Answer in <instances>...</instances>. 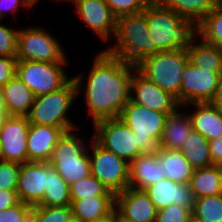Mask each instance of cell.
<instances>
[{
    "label": "cell",
    "mask_w": 222,
    "mask_h": 222,
    "mask_svg": "<svg viewBox=\"0 0 222 222\" xmlns=\"http://www.w3.org/2000/svg\"><path fill=\"white\" fill-rule=\"evenodd\" d=\"M86 78L84 99L91 124L119 118L130 100V85L136 66L108 54L105 49L94 56Z\"/></svg>",
    "instance_id": "obj_1"
},
{
    "label": "cell",
    "mask_w": 222,
    "mask_h": 222,
    "mask_svg": "<svg viewBox=\"0 0 222 222\" xmlns=\"http://www.w3.org/2000/svg\"><path fill=\"white\" fill-rule=\"evenodd\" d=\"M150 37L157 52L188 49L197 37V24L185 19L158 1L149 3L145 10Z\"/></svg>",
    "instance_id": "obj_2"
},
{
    "label": "cell",
    "mask_w": 222,
    "mask_h": 222,
    "mask_svg": "<svg viewBox=\"0 0 222 222\" xmlns=\"http://www.w3.org/2000/svg\"><path fill=\"white\" fill-rule=\"evenodd\" d=\"M83 75H75L61 89L35 97L30 112L26 116L28 122L34 125L61 127L65 132L77 130L75 123L68 118V112L81 90Z\"/></svg>",
    "instance_id": "obj_3"
},
{
    "label": "cell",
    "mask_w": 222,
    "mask_h": 222,
    "mask_svg": "<svg viewBox=\"0 0 222 222\" xmlns=\"http://www.w3.org/2000/svg\"><path fill=\"white\" fill-rule=\"evenodd\" d=\"M150 35L144 12L119 17L113 38L116 43L105 51L136 65L143 58L155 54V45Z\"/></svg>",
    "instance_id": "obj_4"
},
{
    "label": "cell",
    "mask_w": 222,
    "mask_h": 222,
    "mask_svg": "<svg viewBox=\"0 0 222 222\" xmlns=\"http://www.w3.org/2000/svg\"><path fill=\"white\" fill-rule=\"evenodd\" d=\"M188 62L187 49H175L147 56L135 66L139 73L172 94L179 102L182 74Z\"/></svg>",
    "instance_id": "obj_5"
},
{
    "label": "cell",
    "mask_w": 222,
    "mask_h": 222,
    "mask_svg": "<svg viewBox=\"0 0 222 222\" xmlns=\"http://www.w3.org/2000/svg\"><path fill=\"white\" fill-rule=\"evenodd\" d=\"M73 131L63 133L48 161L69 185L91 174L89 146Z\"/></svg>",
    "instance_id": "obj_6"
},
{
    "label": "cell",
    "mask_w": 222,
    "mask_h": 222,
    "mask_svg": "<svg viewBox=\"0 0 222 222\" xmlns=\"http://www.w3.org/2000/svg\"><path fill=\"white\" fill-rule=\"evenodd\" d=\"M166 116L129 100L119 118L134 132L142 153H157Z\"/></svg>",
    "instance_id": "obj_7"
},
{
    "label": "cell",
    "mask_w": 222,
    "mask_h": 222,
    "mask_svg": "<svg viewBox=\"0 0 222 222\" xmlns=\"http://www.w3.org/2000/svg\"><path fill=\"white\" fill-rule=\"evenodd\" d=\"M66 63L17 60L16 75L37 97L61 89L72 79L63 68Z\"/></svg>",
    "instance_id": "obj_8"
},
{
    "label": "cell",
    "mask_w": 222,
    "mask_h": 222,
    "mask_svg": "<svg viewBox=\"0 0 222 222\" xmlns=\"http://www.w3.org/2000/svg\"><path fill=\"white\" fill-rule=\"evenodd\" d=\"M58 40L41 27L21 28L18 32L17 60L68 62Z\"/></svg>",
    "instance_id": "obj_9"
},
{
    "label": "cell",
    "mask_w": 222,
    "mask_h": 222,
    "mask_svg": "<svg viewBox=\"0 0 222 222\" xmlns=\"http://www.w3.org/2000/svg\"><path fill=\"white\" fill-rule=\"evenodd\" d=\"M91 175L95 176L114 195L129 187V163L105 150L94 139L90 143Z\"/></svg>",
    "instance_id": "obj_10"
},
{
    "label": "cell",
    "mask_w": 222,
    "mask_h": 222,
    "mask_svg": "<svg viewBox=\"0 0 222 222\" xmlns=\"http://www.w3.org/2000/svg\"><path fill=\"white\" fill-rule=\"evenodd\" d=\"M93 139L105 150L113 152L128 163L133 161L141 150L137 147L134 132L120 119H103L93 124Z\"/></svg>",
    "instance_id": "obj_11"
},
{
    "label": "cell",
    "mask_w": 222,
    "mask_h": 222,
    "mask_svg": "<svg viewBox=\"0 0 222 222\" xmlns=\"http://www.w3.org/2000/svg\"><path fill=\"white\" fill-rule=\"evenodd\" d=\"M221 73L200 69L189 61L182 74L179 92L180 105L210 102L217 92Z\"/></svg>",
    "instance_id": "obj_12"
},
{
    "label": "cell",
    "mask_w": 222,
    "mask_h": 222,
    "mask_svg": "<svg viewBox=\"0 0 222 222\" xmlns=\"http://www.w3.org/2000/svg\"><path fill=\"white\" fill-rule=\"evenodd\" d=\"M130 101L167 115L182 108L176 97L161 89L137 70L131 77Z\"/></svg>",
    "instance_id": "obj_13"
},
{
    "label": "cell",
    "mask_w": 222,
    "mask_h": 222,
    "mask_svg": "<svg viewBox=\"0 0 222 222\" xmlns=\"http://www.w3.org/2000/svg\"><path fill=\"white\" fill-rule=\"evenodd\" d=\"M72 3L82 22L96 33L101 41L109 42V39H113L117 18L105 0H73Z\"/></svg>",
    "instance_id": "obj_14"
},
{
    "label": "cell",
    "mask_w": 222,
    "mask_h": 222,
    "mask_svg": "<svg viewBox=\"0 0 222 222\" xmlns=\"http://www.w3.org/2000/svg\"><path fill=\"white\" fill-rule=\"evenodd\" d=\"M30 123L26 116H7L0 133L3 161L28 162L27 136Z\"/></svg>",
    "instance_id": "obj_15"
},
{
    "label": "cell",
    "mask_w": 222,
    "mask_h": 222,
    "mask_svg": "<svg viewBox=\"0 0 222 222\" xmlns=\"http://www.w3.org/2000/svg\"><path fill=\"white\" fill-rule=\"evenodd\" d=\"M48 182V162H26L20 164L16 188L20 202L36 206L44 197Z\"/></svg>",
    "instance_id": "obj_16"
},
{
    "label": "cell",
    "mask_w": 222,
    "mask_h": 222,
    "mask_svg": "<svg viewBox=\"0 0 222 222\" xmlns=\"http://www.w3.org/2000/svg\"><path fill=\"white\" fill-rule=\"evenodd\" d=\"M115 210L130 222H155L157 209L144 190L127 187L115 195Z\"/></svg>",
    "instance_id": "obj_17"
},
{
    "label": "cell",
    "mask_w": 222,
    "mask_h": 222,
    "mask_svg": "<svg viewBox=\"0 0 222 222\" xmlns=\"http://www.w3.org/2000/svg\"><path fill=\"white\" fill-rule=\"evenodd\" d=\"M144 191L157 210L172 204L188 207L191 210L194 208L195 197L189 184L176 183L165 178L148 186Z\"/></svg>",
    "instance_id": "obj_18"
},
{
    "label": "cell",
    "mask_w": 222,
    "mask_h": 222,
    "mask_svg": "<svg viewBox=\"0 0 222 222\" xmlns=\"http://www.w3.org/2000/svg\"><path fill=\"white\" fill-rule=\"evenodd\" d=\"M64 132L61 127L30 124L27 136L28 162H48Z\"/></svg>",
    "instance_id": "obj_19"
},
{
    "label": "cell",
    "mask_w": 222,
    "mask_h": 222,
    "mask_svg": "<svg viewBox=\"0 0 222 222\" xmlns=\"http://www.w3.org/2000/svg\"><path fill=\"white\" fill-rule=\"evenodd\" d=\"M165 178L157 153H142L129 163V187L132 189L145 190Z\"/></svg>",
    "instance_id": "obj_20"
},
{
    "label": "cell",
    "mask_w": 222,
    "mask_h": 222,
    "mask_svg": "<svg viewBox=\"0 0 222 222\" xmlns=\"http://www.w3.org/2000/svg\"><path fill=\"white\" fill-rule=\"evenodd\" d=\"M193 106L195 111L188 113L193 130L199 132L208 141L219 138L222 135V113L210 102L189 103L181 107Z\"/></svg>",
    "instance_id": "obj_21"
},
{
    "label": "cell",
    "mask_w": 222,
    "mask_h": 222,
    "mask_svg": "<svg viewBox=\"0 0 222 222\" xmlns=\"http://www.w3.org/2000/svg\"><path fill=\"white\" fill-rule=\"evenodd\" d=\"M73 219L79 222H96L115 210V196H95L71 202Z\"/></svg>",
    "instance_id": "obj_22"
},
{
    "label": "cell",
    "mask_w": 222,
    "mask_h": 222,
    "mask_svg": "<svg viewBox=\"0 0 222 222\" xmlns=\"http://www.w3.org/2000/svg\"><path fill=\"white\" fill-rule=\"evenodd\" d=\"M180 111L166 116L160 148L179 150L193 130L188 113Z\"/></svg>",
    "instance_id": "obj_23"
},
{
    "label": "cell",
    "mask_w": 222,
    "mask_h": 222,
    "mask_svg": "<svg viewBox=\"0 0 222 222\" xmlns=\"http://www.w3.org/2000/svg\"><path fill=\"white\" fill-rule=\"evenodd\" d=\"M2 92L8 116H27L29 114L35 95L17 75L2 87Z\"/></svg>",
    "instance_id": "obj_24"
},
{
    "label": "cell",
    "mask_w": 222,
    "mask_h": 222,
    "mask_svg": "<svg viewBox=\"0 0 222 222\" xmlns=\"http://www.w3.org/2000/svg\"><path fill=\"white\" fill-rule=\"evenodd\" d=\"M157 155L166 178L176 183L189 184L195 168L181 151L160 148Z\"/></svg>",
    "instance_id": "obj_25"
},
{
    "label": "cell",
    "mask_w": 222,
    "mask_h": 222,
    "mask_svg": "<svg viewBox=\"0 0 222 222\" xmlns=\"http://www.w3.org/2000/svg\"><path fill=\"white\" fill-rule=\"evenodd\" d=\"M189 187L195 198L222 194V166L211 165L195 169Z\"/></svg>",
    "instance_id": "obj_26"
},
{
    "label": "cell",
    "mask_w": 222,
    "mask_h": 222,
    "mask_svg": "<svg viewBox=\"0 0 222 222\" xmlns=\"http://www.w3.org/2000/svg\"><path fill=\"white\" fill-rule=\"evenodd\" d=\"M196 40L187 49L189 61L200 69L222 72V50L216 45L199 41L198 37Z\"/></svg>",
    "instance_id": "obj_27"
},
{
    "label": "cell",
    "mask_w": 222,
    "mask_h": 222,
    "mask_svg": "<svg viewBox=\"0 0 222 222\" xmlns=\"http://www.w3.org/2000/svg\"><path fill=\"white\" fill-rule=\"evenodd\" d=\"M184 157L197 169L213 165L209 151V141L199 132L192 130L179 149Z\"/></svg>",
    "instance_id": "obj_28"
},
{
    "label": "cell",
    "mask_w": 222,
    "mask_h": 222,
    "mask_svg": "<svg viewBox=\"0 0 222 222\" xmlns=\"http://www.w3.org/2000/svg\"><path fill=\"white\" fill-rule=\"evenodd\" d=\"M70 186L48 163V182L44 197L38 206H69Z\"/></svg>",
    "instance_id": "obj_29"
},
{
    "label": "cell",
    "mask_w": 222,
    "mask_h": 222,
    "mask_svg": "<svg viewBox=\"0 0 222 222\" xmlns=\"http://www.w3.org/2000/svg\"><path fill=\"white\" fill-rule=\"evenodd\" d=\"M158 2L185 19L193 20L196 24L216 7L215 0H158Z\"/></svg>",
    "instance_id": "obj_30"
},
{
    "label": "cell",
    "mask_w": 222,
    "mask_h": 222,
    "mask_svg": "<svg viewBox=\"0 0 222 222\" xmlns=\"http://www.w3.org/2000/svg\"><path fill=\"white\" fill-rule=\"evenodd\" d=\"M197 37L222 50V9L213 8L198 24Z\"/></svg>",
    "instance_id": "obj_31"
},
{
    "label": "cell",
    "mask_w": 222,
    "mask_h": 222,
    "mask_svg": "<svg viewBox=\"0 0 222 222\" xmlns=\"http://www.w3.org/2000/svg\"><path fill=\"white\" fill-rule=\"evenodd\" d=\"M192 218L198 222H222V194L195 198Z\"/></svg>",
    "instance_id": "obj_32"
},
{
    "label": "cell",
    "mask_w": 222,
    "mask_h": 222,
    "mask_svg": "<svg viewBox=\"0 0 222 222\" xmlns=\"http://www.w3.org/2000/svg\"><path fill=\"white\" fill-rule=\"evenodd\" d=\"M70 186V200L95 197V196H115L110 192L95 176L89 175L84 179L72 183Z\"/></svg>",
    "instance_id": "obj_33"
},
{
    "label": "cell",
    "mask_w": 222,
    "mask_h": 222,
    "mask_svg": "<svg viewBox=\"0 0 222 222\" xmlns=\"http://www.w3.org/2000/svg\"><path fill=\"white\" fill-rule=\"evenodd\" d=\"M73 220L72 208L69 206H33L31 222H70Z\"/></svg>",
    "instance_id": "obj_34"
},
{
    "label": "cell",
    "mask_w": 222,
    "mask_h": 222,
    "mask_svg": "<svg viewBox=\"0 0 222 222\" xmlns=\"http://www.w3.org/2000/svg\"><path fill=\"white\" fill-rule=\"evenodd\" d=\"M116 18L141 13L148 3L145 0H105Z\"/></svg>",
    "instance_id": "obj_35"
},
{
    "label": "cell",
    "mask_w": 222,
    "mask_h": 222,
    "mask_svg": "<svg viewBox=\"0 0 222 222\" xmlns=\"http://www.w3.org/2000/svg\"><path fill=\"white\" fill-rule=\"evenodd\" d=\"M192 218V210L172 204L163 209H158L155 222H189Z\"/></svg>",
    "instance_id": "obj_36"
},
{
    "label": "cell",
    "mask_w": 222,
    "mask_h": 222,
    "mask_svg": "<svg viewBox=\"0 0 222 222\" xmlns=\"http://www.w3.org/2000/svg\"><path fill=\"white\" fill-rule=\"evenodd\" d=\"M0 23V56L16 57L19 29Z\"/></svg>",
    "instance_id": "obj_37"
},
{
    "label": "cell",
    "mask_w": 222,
    "mask_h": 222,
    "mask_svg": "<svg viewBox=\"0 0 222 222\" xmlns=\"http://www.w3.org/2000/svg\"><path fill=\"white\" fill-rule=\"evenodd\" d=\"M20 163L0 161V189L16 190Z\"/></svg>",
    "instance_id": "obj_38"
},
{
    "label": "cell",
    "mask_w": 222,
    "mask_h": 222,
    "mask_svg": "<svg viewBox=\"0 0 222 222\" xmlns=\"http://www.w3.org/2000/svg\"><path fill=\"white\" fill-rule=\"evenodd\" d=\"M32 206L19 202L0 212V222H31Z\"/></svg>",
    "instance_id": "obj_39"
},
{
    "label": "cell",
    "mask_w": 222,
    "mask_h": 222,
    "mask_svg": "<svg viewBox=\"0 0 222 222\" xmlns=\"http://www.w3.org/2000/svg\"><path fill=\"white\" fill-rule=\"evenodd\" d=\"M16 57L0 56V86L6 85L16 75Z\"/></svg>",
    "instance_id": "obj_40"
},
{
    "label": "cell",
    "mask_w": 222,
    "mask_h": 222,
    "mask_svg": "<svg viewBox=\"0 0 222 222\" xmlns=\"http://www.w3.org/2000/svg\"><path fill=\"white\" fill-rule=\"evenodd\" d=\"M33 6L34 4L32 0H0V21L6 18L4 16L6 15V11L14 13L15 15V13L17 14L18 10H20L19 7L33 8Z\"/></svg>",
    "instance_id": "obj_41"
},
{
    "label": "cell",
    "mask_w": 222,
    "mask_h": 222,
    "mask_svg": "<svg viewBox=\"0 0 222 222\" xmlns=\"http://www.w3.org/2000/svg\"><path fill=\"white\" fill-rule=\"evenodd\" d=\"M19 202L16 190L0 189V212L15 206Z\"/></svg>",
    "instance_id": "obj_42"
},
{
    "label": "cell",
    "mask_w": 222,
    "mask_h": 222,
    "mask_svg": "<svg viewBox=\"0 0 222 222\" xmlns=\"http://www.w3.org/2000/svg\"><path fill=\"white\" fill-rule=\"evenodd\" d=\"M209 151L213 165L222 166V135L209 141Z\"/></svg>",
    "instance_id": "obj_43"
},
{
    "label": "cell",
    "mask_w": 222,
    "mask_h": 222,
    "mask_svg": "<svg viewBox=\"0 0 222 222\" xmlns=\"http://www.w3.org/2000/svg\"><path fill=\"white\" fill-rule=\"evenodd\" d=\"M210 103L222 113V73L219 76L217 92Z\"/></svg>",
    "instance_id": "obj_44"
},
{
    "label": "cell",
    "mask_w": 222,
    "mask_h": 222,
    "mask_svg": "<svg viewBox=\"0 0 222 222\" xmlns=\"http://www.w3.org/2000/svg\"><path fill=\"white\" fill-rule=\"evenodd\" d=\"M0 115H8L1 86H0Z\"/></svg>",
    "instance_id": "obj_45"
},
{
    "label": "cell",
    "mask_w": 222,
    "mask_h": 222,
    "mask_svg": "<svg viewBox=\"0 0 222 222\" xmlns=\"http://www.w3.org/2000/svg\"><path fill=\"white\" fill-rule=\"evenodd\" d=\"M96 222H115V210L108 217L98 220Z\"/></svg>",
    "instance_id": "obj_46"
},
{
    "label": "cell",
    "mask_w": 222,
    "mask_h": 222,
    "mask_svg": "<svg viewBox=\"0 0 222 222\" xmlns=\"http://www.w3.org/2000/svg\"><path fill=\"white\" fill-rule=\"evenodd\" d=\"M115 222H130L129 220L122 217L116 210H115Z\"/></svg>",
    "instance_id": "obj_47"
},
{
    "label": "cell",
    "mask_w": 222,
    "mask_h": 222,
    "mask_svg": "<svg viewBox=\"0 0 222 222\" xmlns=\"http://www.w3.org/2000/svg\"><path fill=\"white\" fill-rule=\"evenodd\" d=\"M8 115H0V133L2 131V127H3V124H4V121H5V118L7 117Z\"/></svg>",
    "instance_id": "obj_48"
},
{
    "label": "cell",
    "mask_w": 222,
    "mask_h": 222,
    "mask_svg": "<svg viewBox=\"0 0 222 222\" xmlns=\"http://www.w3.org/2000/svg\"><path fill=\"white\" fill-rule=\"evenodd\" d=\"M33 1V4H34V6L37 4V2H39V0H32ZM53 1H56V2H59V1H61V2H72L73 0H53Z\"/></svg>",
    "instance_id": "obj_49"
},
{
    "label": "cell",
    "mask_w": 222,
    "mask_h": 222,
    "mask_svg": "<svg viewBox=\"0 0 222 222\" xmlns=\"http://www.w3.org/2000/svg\"><path fill=\"white\" fill-rule=\"evenodd\" d=\"M216 7L222 9V0H215Z\"/></svg>",
    "instance_id": "obj_50"
},
{
    "label": "cell",
    "mask_w": 222,
    "mask_h": 222,
    "mask_svg": "<svg viewBox=\"0 0 222 222\" xmlns=\"http://www.w3.org/2000/svg\"><path fill=\"white\" fill-rule=\"evenodd\" d=\"M0 161H3V155H2L1 145H0Z\"/></svg>",
    "instance_id": "obj_51"
},
{
    "label": "cell",
    "mask_w": 222,
    "mask_h": 222,
    "mask_svg": "<svg viewBox=\"0 0 222 222\" xmlns=\"http://www.w3.org/2000/svg\"><path fill=\"white\" fill-rule=\"evenodd\" d=\"M145 1L149 4V3L157 2L158 0H145Z\"/></svg>",
    "instance_id": "obj_52"
},
{
    "label": "cell",
    "mask_w": 222,
    "mask_h": 222,
    "mask_svg": "<svg viewBox=\"0 0 222 222\" xmlns=\"http://www.w3.org/2000/svg\"><path fill=\"white\" fill-rule=\"evenodd\" d=\"M189 222H198V221L195 220L194 218H191Z\"/></svg>",
    "instance_id": "obj_53"
},
{
    "label": "cell",
    "mask_w": 222,
    "mask_h": 222,
    "mask_svg": "<svg viewBox=\"0 0 222 222\" xmlns=\"http://www.w3.org/2000/svg\"><path fill=\"white\" fill-rule=\"evenodd\" d=\"M70 222H79V221H77V220L73 219V220H71Z\"/></svg>",
    "instance_id": "obj_54"
}]
</instances>
